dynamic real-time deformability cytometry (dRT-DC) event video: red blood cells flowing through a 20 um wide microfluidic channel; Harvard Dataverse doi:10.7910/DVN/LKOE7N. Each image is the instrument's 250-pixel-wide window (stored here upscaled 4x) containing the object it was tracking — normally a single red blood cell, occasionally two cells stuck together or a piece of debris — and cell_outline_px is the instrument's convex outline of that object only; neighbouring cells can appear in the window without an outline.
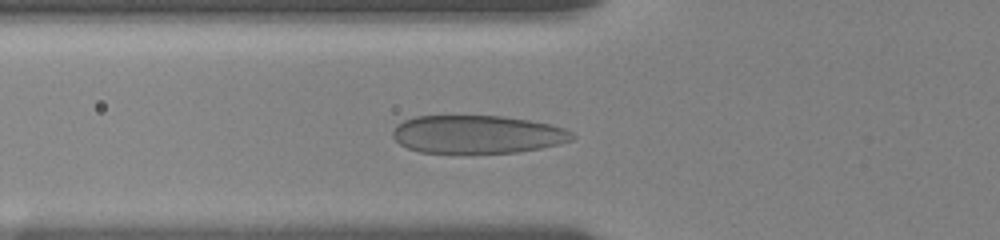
{"species": "human", "species_latin": "Homo sapiens", "temperature_condition": "room temperature", "stored_images_in_passage": 46, "camera_frame_rate_fps": 3000, "um_per_image_px": 0.085, "donor": {"sex": "female"}, "frame": {"image": 1, "passage_image": 18, "time_ms": 4.333, "image_size_px": [1000, 240], "cell_outline_px": [[576, 136], [572, 140], [560, 144], [540, 148], [516, 152], [420, 152], [408, 148], [400, 144], [392, 136], [392, 132], [396, 124], [404, 120], [416, 116], [504, 116], [552, 124], [564, 128], [572, 132]], "centroid_in_image_um": [40.59, 11.41], "position_along_channel_um": 85.2, "area_um2": 39.71}}
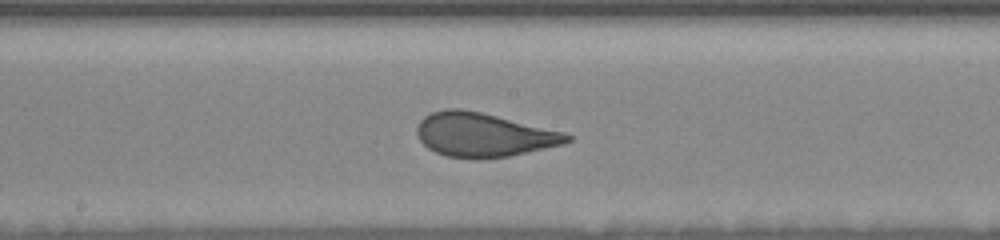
{"frame": {"image": 2, "passage_image": 31, "time_ms": 7.667, "image_size_px": [1000, 240], "cell_outline_px": [[572, 140], [564, 144], [508, 156], [444, 156], [428, 148], [420, 140], [416, 132], [416, 128], [420, 120], [424, 116], [432, 112], [444, 108], [460, 108], [480, 112], [564, 132], [572, 136]], "centroid_in_image_um": [41.08, 11.42], "position_along_channel_um": 207.1, "area_um2": 37.57}}
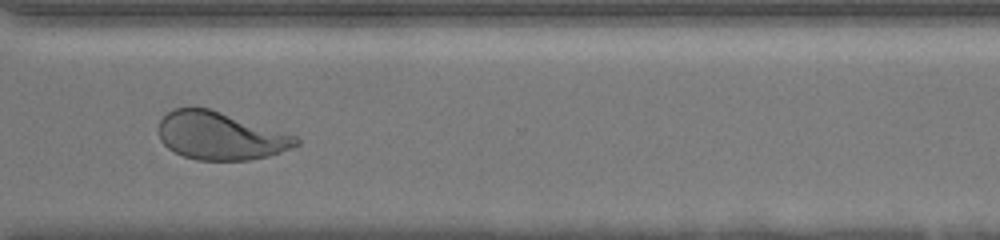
{"frame": {"image": 3, "passage_image": 45, "time_ms": 11.667, "image_size_px": [1000, 240], "cell_outline_px": [[300, 144], [280, 152], [268, 156], [248, 160], [196, 160], [184, 156], [168, 148], [160, 140], [160, 120], [172, 108], [208, 108], [296, 136], [300, 140]], "centroid_in_image_um": [18.72, 11.56], "position_along_channel_um": 351.9, "area_um2": 37.74}}